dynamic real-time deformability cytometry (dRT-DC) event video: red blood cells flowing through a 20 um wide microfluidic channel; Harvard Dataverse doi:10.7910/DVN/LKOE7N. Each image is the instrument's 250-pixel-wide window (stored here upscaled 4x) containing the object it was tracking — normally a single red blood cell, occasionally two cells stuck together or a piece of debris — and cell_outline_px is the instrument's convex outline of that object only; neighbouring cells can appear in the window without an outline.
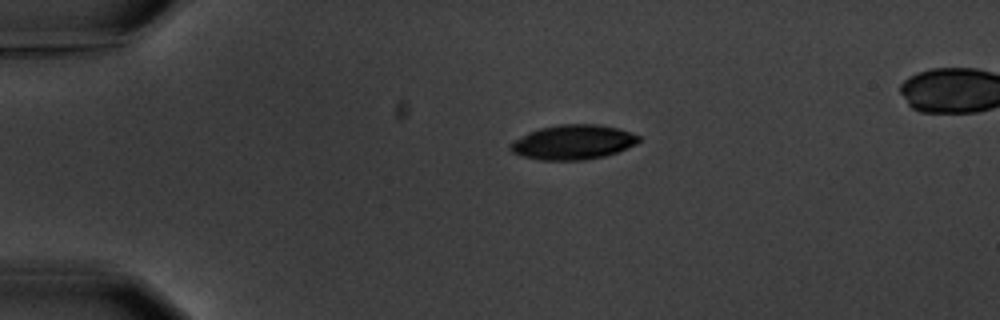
{"species": "common noctule bat (a hibernating species)", "species_latin": "Nyctalus noctula", "temperature_condition": "warm", "stored_images_in_passage": 5, "camera_frame_rate_fps": 3000, "um_per_image_px": 0.085, "animal": {"sex": "male", "body_mass_g": 20.1, "forearm_length_mm": 53.5}, "frame": {"image": 1, "passage_image": 3, "time_ms": 16.333, "image_size_px": [1000, 320], "cell_outline_px": [[640, 140], [636, 144], [616, 152], [604, 156], [584, 160], [540, 160], [524, 156], [512, 152], [508, 148], [508, 144], [528, 132], [540, 128], [556, 124], [600, 124], [620, 128], [632, 132], [640, 136]], "centroid_in_image_um": [48.71, 12.07], "position_along_channel_um": 36.3, "area_um2": 26.07}}